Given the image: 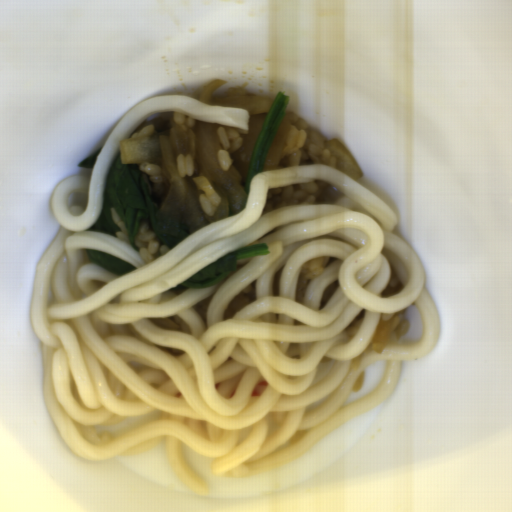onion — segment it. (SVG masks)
<instances>
[{
  "label": "onion",
  "instance_id": "obj_2",
  "mask_svg": "<svg viewBox=\"0 0 512 512\" xmlns=\"http://www.w3.org/2000/svg\"><path fill=\"white\" fill-rule=\"evenodd\" d=\"M228 81L215 78L202 87L199 92V101L210 106L238 108L248 111L249 115L268 113L273 103L267 96H228L218 97L215 91Z\"/></svg>",
  "mask_w": 512,
  "mask_h": 512
},
{
  "label": "onion",
  "instance_id": "obj_3",
  "mask_svg": "<svg viewBox=\"0 0 512 512\" xmlns=\"http://www.w3.org/2000/svg\"><path fill=\"white\" fill-rule=\"evenodd\" d=\"M325 148H327L330 154L335 159V166L337 169L357 181L364 174L357 164L354 157L349 153V151L342 145V143L337 139H331L325 141Z\"/></svg>",
  "mask_w": 512,
  "mask_h": 512
},
{
  "label": "onion",
  "instance_id": "obj_1",
  "mask_svg": "<svg viewBox=\"0 0 512 512\" xmlns=\"http://www.w3.org/2000/svg\"><path fill=\"white\" fill-rule=\"evenodd\" d=\"M222 147L217 124L199 120L190 129L175 125L168 133L119 140L123 165L149 162L169 181L155 228L186 238L245 208L241 175L220 165Z\"/></svg>",
  "mask_w": 512,
  "mask_h": 512
}]
</instances>
